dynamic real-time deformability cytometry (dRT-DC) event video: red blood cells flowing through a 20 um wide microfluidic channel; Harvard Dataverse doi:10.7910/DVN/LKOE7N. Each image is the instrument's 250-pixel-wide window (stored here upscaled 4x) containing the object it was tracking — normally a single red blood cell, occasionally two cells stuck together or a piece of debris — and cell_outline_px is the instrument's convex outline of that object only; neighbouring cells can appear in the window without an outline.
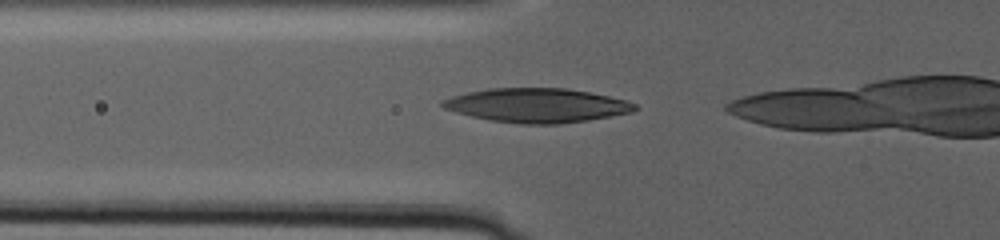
{"species": "human", "species_latin": "Homo sapiens", "temperature_condition": "warm", "stored_images_in_passage": 16, "camera_frame_rate_fps": 3000, "um_per_image_px": 0.085, "donor": {"sex": "male"}, "frame": {"image": 1, "passage_image": 10, "time_ms": 5.0, "image_size_px": [1000, 240], "cell_outline_px": [[640, 108], [632, 112], [588, 120], [560, 124], [520, 124], [488, 120], [456, 112], [444, 108], [440, 104], [440, 100], [452, 96], [468, 92], [488, 88], [568, 88], [608, 96], [624, 100], [636, 104]], "centroid_in_image_um": [45.62, 8.96], "position_along_channel_um": 80.2, "area_um2": 38.32}}
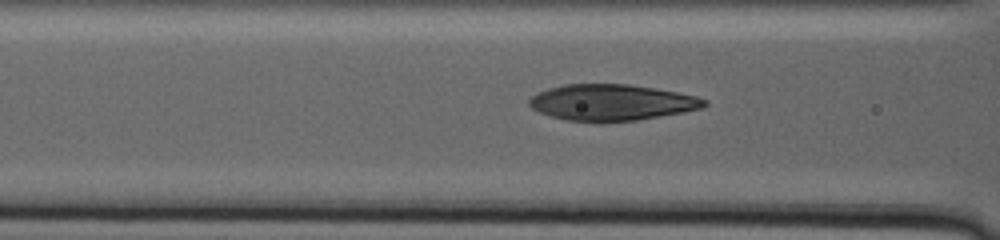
{"frame": {"image": 2, "passage_image": 13, "time_ms": 6.667, "image_size_px": [1000, 240], "cell_outline_px": [[708, 104], [704, 108], [684, 112], [636, 120], [564, 120], [540, 112], [532, 108], [528, 104], [528, 100], [532, 96], [548, 88], [564, 84], [628, 84], [676, 92], [696, 96], [708, 100]], "centroid_in_image_um": [52.02, 8.69], "position_along_channel_um": 114.6, "area_um2": 36.3}}